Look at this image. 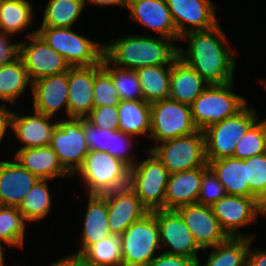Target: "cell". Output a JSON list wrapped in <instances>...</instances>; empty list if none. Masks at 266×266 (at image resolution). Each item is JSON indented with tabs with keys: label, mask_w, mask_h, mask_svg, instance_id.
I'll return each instance as SVG.
<instances>
[{
	"label": "cell",
	"mask_w": 266,
	"mask_h": 266,
	"mask_svg": "<svg viewBox=\"0 0 266 266\" xmlns=\"http://www.w3.org/2000/svg\"><path fill=\"white\" fill-rule=\"evenodd\" d=\"M180 41H187L188 46L186 49L178 46V58L209 85L234 81L236 57L220 24L208 30L187 32L180 37Z\"/></svg>",
	"instance_id": "1"
},
{
	"label": "cell",
	"mask_w": 266,
	"mask_h": 266,
	"mask_svg": "<svg viewBox=\"0 0 266 266\" xmlns=\"http://www.w3.org/2000/svg\"><path fill=\"white\" fill-rule=\"evenodd\" d=\"M175 41L152 35H126L104 42L103 55L114 65L128 70L146 66L172 65L178 58Z\"/></svg>",
	"instance_id": "2"
},
{
	"label": "cell",
	"mask_w": 266,
	"mask_h": 266,
	"mask_svg": "<svg viewBox=\"0 0 266 266\" xmlns=\"http://www.w3.org/2000/svg\"><path fill=\"white\" fill-rule=\"evenodd\" d=\"M248 101L235 93L234 81L208 87L191 105L192 120L196 128L204 131L209 126L240 112Z\"/></svg>",
	"instance_id": "3"
},
{
	"label": "cell",
	"mask_w": 266,
	"mask_h": 266,
	"mask_svg": "<svg viewBox=\"0 0 266 266\" xmlns=\"http://www.w3.org/2000/svg\"><path fill=\"white\" fill-rule=\"evenodd\" d=\"M73 28L37 27V33L70 67L93 66L101 62L104 44L78 34Z\"/></svg>",
	"instance_id": "4"
},
{
	"label": "cell",
	"mask_w": 266,
	"mask_h": 266,
	"mask_svg": "<svg viewBox=\"0 0 266 266\" xmlns=\"http://www.w3.org/2000/svg\"><path fill=\"white\" fill-rule=\"evenodd\" d=\"M259 118L254 107L248 104L234 116L205 129L207 162L233 157L238 141Z\"/></svg>",
	"instance_id": "5"
},
{
	"label": "cell",
	"mask_w": 266,
	"mask_h": 266,
	"mask_svg": "<svg viewBox=\"0 0 266 266\" xmlns=\"http://www.w3.org/2000/svg\"><path fill=\"white\" fill-rule=\"evenodd\" d=\"M121 249L123 266H147L159 254L161 243L155 211L147 213L122 233Z\"/></svg>",
	"instance_id": "6"
},
{
	"label": "cell",
	"mask_w": 266,
	"mask_h": 266,
	"mask_svg": "<svg viewBox=\"0 0 266 266\" xmlns=\"http://www.w3.org/2000/svg\"><path fill=\"white\" fill-rule=\"evenodd\" d=\"M151 151L170 174L208 166L203 131L156 144Z\"/></svg>",
	"instance_id": "7"
},
{
	"label": "cell",
	"mask_w": 266,
	"mask_h": 266,
	"mask_svg": "<svg viewBox=\"0 0 266 266\" xmlns=\"http://www.w3.org/2000/svg\"><path fill=\"white\" fill-rule=\"evenodd\" d=\"M151 129L150 140L154 145L196 132L191 106L171 99H163L150 104Z\"/></svg>",
	"instance_id": "8"
},
{
	"label": "cell",
	"mask_w": 266,
	"mask_h": 266,
	"mask_svg": "<svg viewBox=\"0 0 266 266\" xmlns=\"http://www.w3.org/2000/svg\"><path fill=\"white\" fill-rule=\"evenodd\" d=\"M54 128L51 148L57 154L63 168L73 177L82 167L89 152L84 135L83 118L58 119Z\"/></svg>",
	"instance_id": "9"
},
{
	"label": "cell",
	"mask_w": 266,
	"mask_h": 266,
	"mask_svg": "<svg viewBox=\"0 0 266 266\" xmlns=\"http://www.w3.org/2000/svg\"><path fill=\"white\" fill-rule=\"evenodd\" d=\"M211 207L214 216L229 237L255 239V233L251 232L246 235L239 230L257 222L260 214L266 216V207L256 197L226 195Z\"/></svg>",
	"instance_id": "10"
},
{
	"label": "cell",
	"mask_w": 266,
	"mask_h": 266,
	"mask_svg": "<svg viewBox=\"0 0 266 266\" xmlns=\"http://www.w3.org/2000/svg\"><path fill=\"white\" fill-rule=\"evenodd\" d=\"M132 168L135 172V193L149 212L165 209V192L170 173L151 151Z\"/></svg>",
	"instance_id": "11"
},
{
	"label": "cell",
	"mask_w": 266,
	"mask_h": 266,
	"mask_svg": "<svg viewBox=\"0 0 266 266\" xmlns=\"http://www.w3.org/2000/svg\"><path fill=\"white\" fill-rule=\"evenodd\" d=\"M25 37L28 40L19 41V57L23 61L32 82L69 70L70 65L64 57L46 43L37 33V29L29 31Z\"/></svg>",
	"instance_id": "12"
},
{
	"label": "cell",
	"mask_w": 266,
	"mask_h": 266,
	"mask_svg": "<svg viewBox=\"0 0 266 266\" xmlns=\"http://www.w3.org/2000/svg\"><path fill=\"white\" fill-rule=\"evenodd\" d=\"M159 227L161 248L163 253L184 256L199 261L198 251L201 250L195 242L192 233L177 210H155Z\"/></svg>",
	"instance_id": "13"
},
{
	"label": "cell",
	"mask_w": 266,
	"mask_h": 266,
	"mask_svg": "<svg viewBox=\"0 0 266 266\" xmlns=\"http://www.w3.org/2000/svg\"><path fill=\"white\" fill-rule=\"evenodd\" d=\"M177 32L208 30L219 24L212 0H166Z\"/></svg>",
	"instance_id": "14"
},
{
	"label": "cell",
	"mask_w": 266,
	"mask_h": 266,
	"mask_svg": "<svg viewBox=\"0 0 266 266\" xmlns=\"http://www.w3.org/2000/svg\"><path fill=\"white\" fill-rule=\"evenodd\" d=\"M177 211L181 214L195 242L202 251L212 248L229 238L214 216L211 206L196 203L182 206Z\"/></svg>",
	"instance_id": "15"
},
{
	"label": "cell",
	"mask_w": 266,
	"mask_h": 266,
	"mask_svg": "<svg viewBox=\"0 0 266 266\" xmlns=\"http://www.w3.org/2000/svg\"><path fill=\"white\" fill-rule=\"evenodd\" d=\"M129 167L107 152L89 150L77 175L87 189V196H93L105 184L111 183Z\"/></svg>",
	"instance_id": "16"
},
{
	"label": "cell",
	"mask_w": 266,
	"mask_h": 266,
	"mask_svg": "<svg viewBox=\"0 0 266 266\" xmlns=\"http://www.w3.org/2000/svg\"><path fill=\"white\" fill-rule=\"evenodd\" d=\"M33 111L50 117L65 109L68 118V71L32 82Z\"/></svg>",
	"instance_id": "17"
},
{
	"label": "cell",
	"mask_w": 266,
	"mask_h": 266,
	"mask_svg": "<svg viewBox=\"0 0 266 266\" xmlns=\"http://www.w3.org/2000/svg\"><path fill=\"white\" fill-rule=\"evenodd\" d=\"M129 18L141 27L152 30L159 37L179 41L171 12L166 0H141L131 4L128 8Z\"/></svg>",
	"instance_id": "18"
},
{
	"label": "cell",
	"mask_w": 266,
	"mask_h": 266,
	"mask_svg": "<svg viewBox=\"0 0 266 266\" xmlns=\"http://www.w3.org/2000/svg\"><path fill=\"white\" fill-rule=\"evenodd\" d=\"M34 112V113H33ZM30 114L15 113L11 117V132L21 143L19 149L50 145L58 120L33 111ZM56 121V122H53Z\"/></svg>",
	"instance_id": "19"
},
{
	"label": "cell",
	"mask_w": 266,
	"mask_h": 266,
	"mask_svg": "<svg viewBox=\"0 0 266 266\" xmlns=\"http://www.w3.org/2000/svg\"><path fill=\"white\" fill-rule=\"evenodd\" d=\"M68 118H85L94 108V65L68 70Z\"/></svg>",
	"instance_id": "20"
},
{
	"label": "cell",
	"mask_w": 266,
	"mask_h": 266,
	"mask_svg": "<svg viewBox=\"0 0 266 266\" xmlns=\"http://www.w3.org/2000/svg\"><path fill=\"white\" fill-rule=\"evenodd\" d=\"M12 159H0V205L18 207L39 178Z\"/></svg>",
	"instance_id": "21"
},
{
	"label": "cell",
	"mask_w": 266,
	"mask_h": 266,
	"mask_svg": "<svg viewBox=\"0 0 266 266\" xmlns=\"http://www.w3.org/2000/svg\"><path fill=\"white\" fill-rule=\"evenodd\" d=\"M204 167L170 174L165 192V209L177 210L196 204L200 193Z\"/></svg>",
	"instance_id": "22"
},
{
	"label": "cell",
	"mask_w": 266,
	"mask_h": 266,
	"mask_svg": "<svg viewBox=\"0 0 266 266\" xmlns=\"http://www.w3.org/2000/svg\"><path fill=\"white\" fill-rule=\"evenodd\" d=\"M14 159L30 173L39 179L54 180L59 177H69L70 174L59 162L57 154L50 145L18 149L13 155Z\"/></svg>",
	"instance_id": "23"
},
{
	"label": "cell",
	"mask_w": 266,
	"mask_h": 266,
	"mask_svg": "<svg viewBox=\"0 0 266 266\" xmlns=\"http://www.w3.org/2000/svg\"><path fill=\"white\" fill-rule=\"evenodd\" d=\"M208 85L193 68L180 58L172 63L169 99L191 106Z\"/></svg>",
	"instance_id": "24"
},
{
	"label": "cell",
	"mask_w": 266,
	"mask_h": 266,
	"mask_svg": "<svg viewBox=\"0 0 266 266\" xmlns=\"http://www.w3.org/2000/svg\"><path fill=\"white\" fill-rule=\"evenodd\" d=\"M83 217L80 236V248L77 254H83L92 244L107 238L111 232L108 226L107 203L88 196V204Z\"/></svg>",
	"instance_id": "25"
},
{
	"label": "cell",
	"mask_w": 266,
	"mask_h": 266,
	"mask_svg": "<svg viewBox=\"0 0 266 266\" xmlns=\"http://www.w3.org/2000/svg\"><path fill=\"white\" fill-rule=\"evenodd\" d=\"M208 166L217 175L227 195L255 197L249 189L246 159L226 157L210 161Z\"/></svg>",
	"instance_id": "26"
},
{
	"label": "cell",
	"mask_w": 266,
	"mask_h": 266,
	"mask_svg": "<svg viewBox=\"0 0 266 266\" xmlns=\"http://www.w3.org/2000/svg\"><path fill=\"white\" fill-rule=\"evenodd\" d=\"M107 209L110 232L116 235L149 213L135 192L107 202Z\"/></svg>",
	"instance_id": "27"
},
{
	"label": "cell",
	"mask_w": 266,
	"mask_h": 266,
	"mask_svg": "<svg viewBox=\"0 0 266 266\" xmlns=\"http://www.w3.org/2000/svg\"><path fill=\"white\" fill-rule=\"evenodd\" d=\"M118 116V130L137 138L144 135L150 136L151 108L146 101L120 100Z\"/></svg>",
	"instance_id": "28"
},
{
	"label": "cell",
	"mask_w": 266,
	"mask_h": 266,
	"mask_svg": "<svg viewBox=\"0 0 266 266\" xmlns=\"http://www.w3.org/2000/svg\"><path fill=\"white\" fill-rule=\"evenodd\" d=\"M28 87L32 91V81L19 56L10 63L0 65V103L15 105Z\"/></svg>",
	"instance_id": "29"
},
{
	"label": "cell",
	"mask_w": 266,
	"mask_h": 266,
	"mask_svg": "<svg viewBox=\"0 0 266 266\" xmlns=\"http://www.w3.org/2000/svg\"><path fill=\"white\" fill-rule=\"evenodd\" d=\"M249 237H229L226 241L209 248L208 258L196 266H247Z\"/></svg>",
	"instance_id": "30"
},
{
	"label": "cell",
	"mask_w": 266,
	"mask_h": 266,
	"mask_svg": "<svg viewBox=\"0 0 266 266\" xmlns=\"http://www.w3.org/2000/svg\"><path fill=\"white\" fill-rule=\"evenodd\" d=\"M31 2V0H1L0 32L16 36L30 28L35 19Z\"/></svg>",
	"instance_id": "31"
},
{
	"label": "cell",
	"mask_w": 266,
	"mask_h": 266,
	"mask_svg": "<svg viewBox=\"0 0 266 266\" xmlns=\"http://www.w3.org/2000/svg\"><path fill=\"white\" fill-rule=\"evenodd\" d=\"M172 65L146 66L138 68L144 101L151 104L169 98Z\"/></svg>",
	"instance_id": "32"
},
{
	"label": "cell",
	"mask_w": 266,
	"mask_h": 266,
	"mask_svg": "<svg viewBox=\"0 0 266 266\" xmlns=\"http://www.w3.org/2000/svg\"><path fill=\"white\" fill-rule=\"evenodd\" d=\"M85 6V0H48L40 27L72 28Z\"/></svg>",
	"instance_id": "33"
},
{
	"label": "cell",
	"mask_w": 266,
	"mask_h": 266,
	"mask_svg": "<svg viewBox=\"0 0 266 266\" xmlns=\"http://www.w3.org/2000/svg\"><path fill=\"white\" fill-rule=\"evenodd\" d=\"M50 179H39L17 207L28 223L39 222L51 212Z\"/></svg>",
	"instance_id": "34"
},
{
	"label": "cell",
	"mask_w": 266,
	"mask_h": 266,
	"mask_svg": "<svg viewBox=\"0 0 266 266\" xmlns=\"http://www.w3.org/2000/svg\"><path fill=\"white\" fill-rule=\"evenodd\" d=\"M26 224L17 207L0 205V246L23 248Z\"/></svg>",
	"instance_id": "35"
},
{
	"label": "cell",
	"mask_w": 266,
	"mask_h": 266,
	"mask_svg": "<svg viewBox=\"0 0 266 266\" xmlns=\"http://www.w3.org/2000/svg\"><path fill=\"white\" fill-rule=\"evenodd\" d=\"M102 66L111 74L120 100H144L136 70H128L112 64L104 55Z\"/></svg>",
	"instance_id": "36"
},
{
	"label": "cell",
	"mask_w": 266,
	"mask_h": 266,
	"mask_svg": "<svg viewBox=\"0 0 266 266\" xmlns=\"http://www.w3.org/2000/svg\"><path fill=\"white\" fill-rule=\"evenodd\" d=\"M83 255L97 266H123L121 235L110 234L92 244Z\"/></svg>",
	"instance_id": "37"
},
{
	"label": "cell",
	"mask_w": 266,
	"mask_h": 266,
	"mask_svg": "<svg viewBox=\"0 0 266 266\" xmlns=\"http://www.w3.org/2000/svg\"><path fill=\"white\" fill-rule=\"evenodd\" d=\"M266 152V118H259L238 141L233 157L247 159Z\"/></svg>",
	"instance_id": "38"
},
{
	"label": "cell",
	"mask_w": 266,
	"mask_h": 266,
	"mask_svg": "<svg viewBox=\"0 0 266 266\" xmlns=\"http://www.w3.org/2000/svg\"><path fill=\"white\" fill-rule=\"evenodd\" d=\"M120 103L111 74L100 62L94 65V107L114 106Z\"/></svg>",
	"instance_id": "39"
},
{
	"label": "cell",
	"mask_w": 266,
	"mask_h": 266,
	"mask_svg": "<svg viewBox=\"0 0 266 266\" xmlns=\"http://www.w3.org/2000/svg\"><path fill=\"white\" fill-rule=\"evenodd\" d=\"M250 192L266 207V152L246 159Z\"/></svg>",
	"instance_id": "40"
},
{
	"label": "cell",
	"mask_w": 266,
	"mask_h": 266,
	"mask_svg": "<svg viewBox=\"0 0 266 266\" xmlns=\"http://www.w3.org/2000/svg\"><path fill=\"white\" fill-rule=\"evenodd\" d=\"M135 192V172L129 167L111 183L105 184L93 196L98 201L109 202Z\"/></svg>",
	"instance_id": "41"
},
{
	"label": "cell",
	"mask_w": 266,
	"mask_h": 266,
	"mask_svg": "<svg viewBox=\"0 0 266 266\" xmlns=\"http://www.w3.org/2000/svg\"><path fill=\"white\" fill-rule=\"evenodd\" d=\"M134 138L136 137L125 134L121 130H111L110 149H107V153L124 162L128 167H133L138 162L131 153L133 143H136Z\"/></svg>",
	"instance_id": "42"
},
{
	"label": "cell",
	"mask_w": 266,
	"mask_h": 266,
	"mask_svg": "<svg viewBox=\"0 0 266 266\" xmlns=\"http://www.w3.org/2000/svg\"><path fill=\"white\" fill-rule=\"evenodd\" d=\"M226 195L225 188L218 180L217 175L209 166L204 167V174L197 203L212 206Z\"/></svg>",
	"instance_id": "43"
},
{
	"label": "cell",
	"mask_w": 266,
	"mask_h": 266,
	"mask_svg": "<svg viewBox=\"0 0 266 266\" xmlns=\"http://www.w3.org/2000/svg\"><path fill=\"white\" fill-rule=\"evenodd\" d=\"M85 119L95 127L118 130V105L94 107Z\"/></svg>",
	"instance_id": "44"
},
{
	"label": "cell",
	"mask_w": 266,
	"mask_h": 266,
	"mask_svg": "<svg viewBox=\"0 0 266 266\" xmlns=\"http://www.w3.org/2000/svg\"><path fill=\"white\" fill-rule=\"evenodd\" d=\"M83 128L89 150L107 152V149H110V129L95 127L85 118H83Z\"/></svg>",
	"instance_id": "45"
},
{
	"label": "cell",
	"mask_w": 266,
	"mask_h": 266,
	"mask_svg": "<svg viewBox=\"0 0 266 266\" xmlns=\"http://www.w3.org/2000/svg\"><path fill=\"white\" fill-rule=\"evenodd\" d=\"M13 37L0 32V65L10 63L19 56V42L13 43Z\"/></svg>",
	"instance_id": "46"
},
{
	"label": "cell",
	"mask_w": 266,
	"mask_h": 266,
	"mask_svg": "<svg viewBox=\"0 0 266 266\" xmlns=\"http://www.w3.org/2000/svg\"><path fill=\"white\" fill-rule=\"evenodd\" d=\"M193 259L160 252L147 266H196Z\"/></svg>",
	"instance_id": "47"
},
{
	"label": "cell",
	"mask_w": 266,
	"mask_h": 266,
	"mask_svg": "<svg viewBox=\"0 0 266 266\" xmlns=\"http://www.w3.org/2000/svg\"><path fill=\"white\" fill-rule=\"evenodd\" d=\"M13 110L11 111L9 107L7 108L6 102L0 104V144L8 135V131L11 128V117Z\"/></svg>",
	"instance_id": "48"
},
{
	"label": "cell",
	"mask_w": 266,
	"mask_h": 266,
	"mask_svg": "<svg viewBox=\"0 0 266 266\" xmlns=\"http://www.w3.org/2000/svg\"><path fill=\"white\" fill-rule=\"evenodd\" d=\"M254 238H250L247 266H266V249H254L251 247Z\"/></svg>",
	"instance_id": "49"
},
{
	"label": "cell",
	"mask_w": 266,
	"mask_h": 266,
	"mask_svg": "<svg viewBox=\"0 0 266 266\" xmlns=\"http://www.w3.org/2000/svg\"><path fill=\"white\" fill-rule=\"evenodd\" d=\"M69 266H97L89 261L83 254H69Z\"/></svg>",
	"instance_id": "50"
},
{
	"label": "cell",
	"mask_w": 266,
	"mask_h": 266,
	"mask_svg": "<svg viewBox=\"0 0 266 266\" xmlns=\"http://www.w3.org/2000/svg\"><path fill=\"white\" fill-rule=\"evenodd\" d=\"M89 3L98 7L118 6L125 8L124 0H85V5H89Z\"/></svg>",
	"instance_id": "51"
},
{
	"label": "cell",
	"mask_w": 266,
	"mask_h": 266,
	"mask_svg": "<svg viewBox=\"0 0 266 266\" xmlns=\"http://www.w3.org/2000/svg\"><path fill=\"white\" fill-rule=\"evenodd\" d=\"M49 266H69V254L55 262L50 263Z\"/></svg>",
	"instance_id": "52"
},
{
	"label": "cell",
	"mask_w": 266,
	"mask_h": 266,
	"mask_svg": "<svg viewBox=\"0 0 266 266\" xmlns=\"http://www.w3.org/2000/svg\"><path fill=\"white\" fill-rule=\"evenodd\" d=\"M5 249L4 248H2L1 246H0V266H4V265H6L5 264V255H4V253H5V251H4Z\"/></svg>",
	"instance_id": "53"
},
{
	"label": "cell",
	"mask_w": 266,
	"mask_h": 266,
	"mask_svg": "<svg viewBox=\"0 0 266 266\" xmlns=\"http://www.w3.org/2000/svg\"><path fill=\"white\" fill-rule=\"evenodd\" d=\"M138 1H141V0H124L125 8L127 9L131 4L138 2Z\"/></svg>",
	"instance_id": "54"
},
{
	"label": "cell",
	"mask_w": 266,
	"mask_h": 266,
	"mask_svg": "<svg viewBox=\"0 0 266 266\" xmlns=\"http://www.w3.org/2000/svg\"><path fill=\"white\" fill-rule=\"evenodd\" d=\"M261 84L263 85V88L266 90V79H261Z\"/></svg>",
	"instance_id": "55"
}]
</instances>
